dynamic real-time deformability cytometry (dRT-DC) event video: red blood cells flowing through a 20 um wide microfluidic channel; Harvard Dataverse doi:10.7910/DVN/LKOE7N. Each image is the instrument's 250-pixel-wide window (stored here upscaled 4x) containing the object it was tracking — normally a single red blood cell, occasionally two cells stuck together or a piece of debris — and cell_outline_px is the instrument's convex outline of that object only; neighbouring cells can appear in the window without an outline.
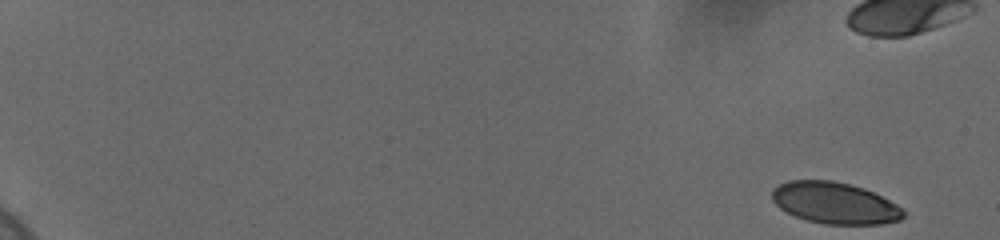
{"species": "human", "species_latin": "Homo sapiens", "temperature_condition": "cold", "stored_images_in_passage": 56, "camera_frame_rate_fps": 3000, "um_per_image_px": 0.085, "donor": {"sex": "female"}, "frame": {"image": 1, "passage_image": 1, "time_ms": 0.0, "image_size_px": [1000, 240], "cell_outline_px": [[904, 216], [900, 220], [880, 224], [824, 224], [808, 220], [796, 216], [780, 208], [772, 200], [772, 188], [788, 180], [832, 180], [852, 184], [864, 188], [896, 204], [904, 212]], "centroid_in_image_um": [70.93, 17.24], "position_along_channel_um": 14.1, "area_um2": 31.62}}
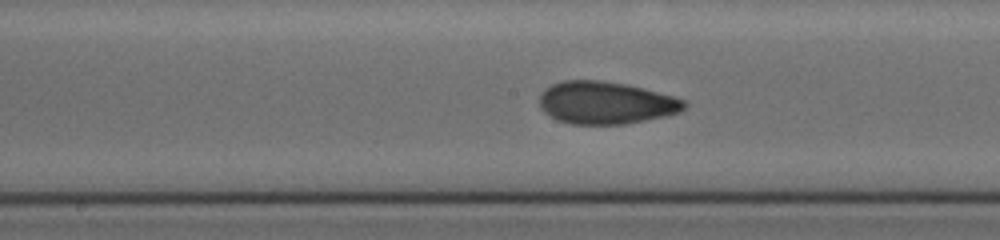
{"frame": {"image": 2, "passage_image": 32, "time_ms": 10.333, "image_size_px": [1000, 240], "cell_outline_px": [[688, 104], [680, 112], [668, 116], [624, 124], [572, 124], [556, 120], [548, 116], [540, 108], [540, 92], [544, 88], [552, 84], [564, 80], [604, 80], [628, 84], [644, 88], [672, 96], [684, 100]], "centroid_in_image_um": [51.47, 8.73], "position_along_channel_um": 196.7, "area_um2": 36.24}}
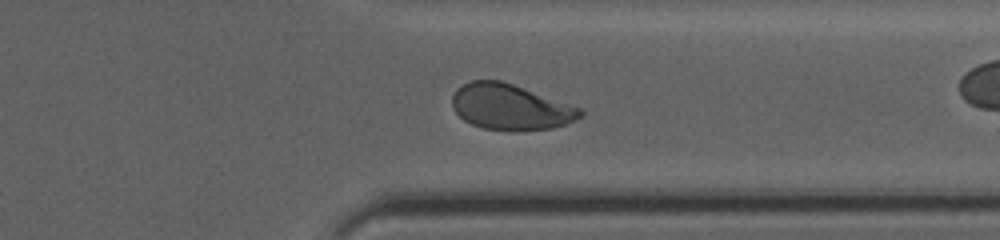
{"frame": {"image": 3, "passage_image": 46, "time_ms": 15.0, "image_size_px": [1000, 240], "cell_outline_px": [[584, 116], [564, 124], [552, 128], [484, 128], [472, 124], [464, 120], [452, 108], [452, 96], [456, 88], [472, 80], [500, 80], [512, 84], [580, 108], [584, 112]], "centroid_in_image_um": [43.34, 9.06], "position_along_channel_um": 368.1, "area_um2": 33.0}, "authors_computed_cell_mechanics": {"area_um2": 34.3332, "velocity_mm_per_s": 3.6859, "shape_relaxation_time_tau1_ms": 3.2384, "shape_relaxation_time_tau2_ms": 1.369, "deformation_change_tau1": 0.1251, "deformation_change_tau2": 0.052}}